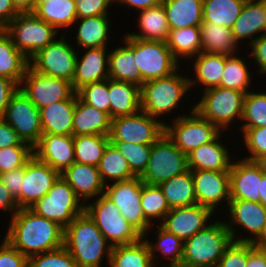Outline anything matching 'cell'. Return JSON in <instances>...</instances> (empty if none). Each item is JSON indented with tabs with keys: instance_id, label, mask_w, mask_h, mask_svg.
<instances>
[{
	"instance_id": "1",
	"label": "cell",
	"mask_w": 266,
	"mask_h": 267,
	"mask_svg": "<svg viewBox=\"0 0 266 267\" xmlns=\"http://www.w3.org/2000/svg\"><path fill=\"white\" fill-rule=\"evenodd\" d=\"M7 229L4 238L28 259L64 245V229L30 208L19 209Z\"/></svg>"
},
{
	"instance_id": "2",
	"label": "cell",
	"mask_w": 266,
	"mask_h": 267,
	"mask_svg": "<svg viewBox=\"0 0 266 267\" xmlns=\"http://www.w3.org/2000/svg\"><path fill=\"white\" fill-rule=\"evenodd\" d=\"M64 246L78 267H102L105 258L110 263L112 246L85 211L64 229Z\"/></svg>"
},
{
	"instance_id": "3",
	"label": "cell",
	"mask_w": 266,
	"mask_h": 267,
	"mask_svg": "<svg viewBox=\"0 0 266 267\" xmlns=\"http://www.w3.org/2000/svg\"><path fill=\"white\" fill-rule=\"evenodd\" d=\"M232 242L225 222L213 219L205 229L184 241L181 267H217Z\"/></svg>"
},
{
	"instance_id": "4",
	"label": "cell",
	"mask_w": 266,
	"mask_h": 267,
	"mask_svg": "<svg viewBox=\"0 0 266 267\" xmlns=\"http://www.w3.org/2000/svg\"><path fill=\"white\" fill-rule=\"evenodd\" d=\"M179 69L181 68L166 77L144 82L140 88L142 111L158 119L167 113H173L180 106L179 102H184L185 94L191 89L189 76L178 73Z\"/></svg>"
},
{
	"instance_id": "5",
	"label": "cell",
	"mask_w": 266,
	"mask_h": 267,
	"mask_svg": "<svg viewBox=\"0 0 266 267\" xmlns=\"http://www.w3.org/2000/svg\"><path fill=\"white\" fill-rule=\"evenodd\" d=\"M194 110L213 123L222 132L228 131L233 122L242 119L245 93L239 90L215 87L203 91Z\"/></svg>"
},
{
	"instance_id": "6",
	"label": "cell",
	"mask_w": 266,
	"mask_h": 267,
	"mask_svg": "<svg viewBox=\"0 0 266 267\" xmlns=\"http://www.w3.org/2000/svg\"><path fill=\"white\" fill-rule=\"evenodd\" d=\"M84 211L95 222L112 247L139 241L143 235L126 220L104 194L85 204Z\"/></svg>"
},
{
	"instance_id": "7",
	"label": "cell",
	"mask_w": 266,
	"mask_h": 267,
	"mask_svg": "<svg viewBox=\"0 0 266 267\" xmlns=\"http://www.w3.org/2000/svg\"><path fill=\"white\" fill-rule=\"evenodd\" d=\"M4 29L12 43L29 60L48 44L53 43L59 32L40 19L34 12L18 13Z\"/></svg>"
},
{
	"instance_id": "8",
	"label": "cell",
	"mask_w": 266,
	"mask_h": 267,
	"mask_svg": "<svg viewBox=\"0 0 266 267\" xmlns=\"http://www.w3.org/2000/svg\"><path fill=\"white\" fill-rule=\"evenodd\" d=\"M121 40L134 52L136 65L145 82L171 75L181 65L166 42L141 40L127 33Z\"/></svg>"
},
{
	"instance_id": "9",
	"label": "cell",
	"mask_w": 266,
	"mask_h": 267,
	"mask_svg": "<svg viewBox=\"0 0 266 267\" xmlns=\"http://www.w3.org/2000/svg\"><path fill=\"white\" fill-rule=\"evenodd\" d=\"M85 204L75 195L74 190L60 175L53 186L30 209L37 215L56 222L65 229L75 217L84 212Z\"/></svg>"
},
{
	"instance_id": "10",
	"label": "cell",
	"mask_w": 266,
	"mask_h": 267,
	"mask_svg": "<svg viewBox=\"0 0 266 267\" xmlns=\"http://www.w3.org/2000/svg\"><path fill=\"white\" fill-rule=\"evenodd\" d=\"M190 114H181L172 119V125L165 123V134L183 153L189 154L192 150L215 140L222 131L213 123L202 118L195 110L194 105Z\"/></svg>"
},
{
	"instance_id": "11",
	"label": "cell",
	"mask_w": 266,
	"mask_h": 267,
	"mask_svg": "<svg viewBox=\"0 0 266 267\" xmlns=\"http://www.w3.org/2000/svg\"><path fill=\"white\" fill-rule=\"evenodd\" d=\"M187 154L163 134L152 144L150 158L141 181L150 185H160L174 176L188 171Z\"/></svg>"
},
{
	"instance_id": "12",
	"label": "cell",
	"mask_w": 266,
	"mask_h": 267,
	"mask_svg": "<svg viewBox=\"0 0 266 267\" xmlns=\"http://www.w3.org/2000/svg\"><path fill=\"white\" fill-rule=\"evenodd\" d=\"M165 134V122L144 111L111 120L110 142L152 145Z\"/></svg>"
},
{
	"instance_id": "13",
	"label": "cell",
	"mask_w": 266,
	"mask_h": 267,
	"mask_svg": "<svg viewBox=\"0 0 266 267\" xmlns=\"http://www.w3.org/2000/svg\"><path fill=\"white\" fill-rule=\"evenodd\" d=\"M143 182L140 177L113 182L105 185L104 195L109 198L121 212V215L133 225L143 237L150 234L153 226L145 219L141 200ZM148 234V235H147Z\"/></svg>"
},
{
	"instance_id": "14",
	"label": "cell",
	"mask_w": 266,
	"mask_h": 267,
	"mask_svg": "<svg viewBox=\"0 0 266 267\" xmlns=\"http://www.w3.org/2000/svg\"><path fill=\"white\" fill-rule=\"evenodd\" d=\"M61 34L58 40L40 50L29 62L39 73L72 82L78 50L74 49L71 40H66V35H63L66 34V30Z\"/></svg>"
},
{
	"instance_id": "15",
	"label": "cell",
	"mask_w": 266,
	"mask_h": 267,
	"mask_svg": "<svg viewBox=\"0 0 266 267\" xmlns=\"http://www.w3.org/2000/svg\"><path fill=\"white\" fill-rule=\"evenodd\" d=\"M19 89L38 109L50 106L60 100H68L76 93L72 82L39 73L30 65Z\"/></svg>"
},
{
	"instance_id": "16",
	"label": "cell",
	"mask_w": 266,
	"mask_h": 267,
	"mask_svg": "<svg viewBox=\"0 0 266 267\" xmlns=\"http://www.w3.org/2000/svg\"><path fill=\"white\" fill-rule=\"evenodd\" d=\"M2 118L20 139L34 148L43 135L40 110L20 90L12 96Z\"/></svg>"
},
{
	"instance_id": "17",
	"label": "cell",
	"mask_w": 266,
	"mask_h": 267,
	"mask_svg": "<svg viewBox=\"0 0 266 267\" xmlns=\"http://www.w3.org/2000/svg\"><path fill=\"white\" fill-rule=\"evenodd\" d=\"M227 209L229 211L228 223L225 224L229 229L233 242H249L254 243L262 234L266 224V206L260 202H252L239 199H230ZM240 229L244 228V232L250 237H237L239 232L236 231L235 226ZM251 233V234H250Z\"/></svg>"
},
{
	"instance_id": "18",
	"label": "cell",
	"mask_w": 266,
	"mask_h": 267,
	"mask_svg": "<svg viewBox=\"0 0 266 267\" xmlns=\"http://www.w3.org/2000/svg\"><path fill=\"white\" fill-rule=\"evenodd\" d=\"M214 215L211 209L200 204L176 207L170 209L159 225L185 241L211 224L210 218Z\"/></svg>"
},
{
	"instance_id": "19",
	"label": "cell",
	"mask_w": 266,
	"mask_h": 267,
	"mask_svg": "<svg viewBox=\"0 0 266 267\" xmlns=\"http://www.w3.org/2000/svg\"><path fill=\"white\" fill-rule=\"evenodd\" d=\"M61 174L33 155L25 164L21 184L20 209L30 208L47 194Z\"/></svg>"
},
{
	"instance_id": "20",
	"label": "cell",
	"mask_w": 266,
	"mask_h": 267,
	"mask_svg": "<svg viewBox=\"0 0 266 267\" xmlns=\"http://www.w3.org/2000/svg\"><path fill=\"white\" fill-rule=\"evenodd\" d=\"M191 171L198 204L208 207L214 213L222 202L228 205L231 199L229 172Z\"/></svg>"
},
{
	"instance_id": "21",
	"label": "cell",
	"mask_w": 266,
	"mask_h": 267,
	"mask_svg": "<svg viewBox=\"0 0 266 267\" xmlns=\"http://www.w3.org/2000/svg\"><path fill=\"white\" fill-rule=\"evenodd\" d=\"M33 153L40 161L62 174L75 162L74 136L43 134Z\"/></svg>"
},
{
	"instance_id": "22",
	"label": "cell",
	"mask_w": 266,
	"mask_h": 267,
	"mask_svg": "<svg viewBox=\"0 0 266 267\" xmlns=\"http://www.w3.org/2000/svg\"><path fill=\"white\" fill-rule=\"evenodd\" d=\"M264 173L254 162L238 159L230 167L231 199L259 202L260 180Z\"/></svg>"
},
{
	"instance_id": "23",
	"label": "cell",
	"mask_w": 266,
	"mask_h": 267,
	"mask_svg": "<svg viewBox=\"0 0 266 267\" xmlns=\"http://www.w3.org/2000/svg\"><path fill=\"white\" fill-rule=\"evenodd\" d=\"M107 48H84L85 52L82 57L79 58V54H77L76 67L72 79V87L75 91L86 84L109 79V52Z\"/></svg>"
},
{
	"instance_id": "24",
	"label": "cell",
	"mask_w": 266,
	"mask_h": 267,
	"mask_svg": "<svg viewBox=\"0 0 266 267\" xmlns=\"http://www.w3.org/2000/svg\"><path fill=\"white\" fill-rule=\"evenodd\" d=\"M61 176L83 204L104 194L105 184L96 166L74 162Z\"/></svg>"
},
{
	"instance_id": "25",
	"label": "cell",
	"mask_w": 266,
	"mask_h": 267,
	"mask_svg": "<svg viewBox=\"0 0 266 267\" xmlns=\"http://www.w3.org/2000/svg\"><path fill=\"white\" fill-rule=\"evenodd\" d=\"M223 133L226 132H222L215 140L201 145L187 155L190 170L230 171L233 162L231 160L234 159L231 158L227 146L220 140Z\"/></svg>"
},
{
	"instance_id": "26",
	"label": "cell",
	"mask_w": 266,
	"mask_h": 267,
	"mask_svg": "<svg viewBox=\"0 0 266 267\" xmlns=\"http://www.w3.org/2000/svg\"><path fill=\"white\" fill-rule=\"evenodd\" d=\"M265 26L266 7L264 0H246L241 14L231 30L238 44H243L241 43L242 39H249L248 46H250L259 36L263 35ZM258 33H260L259 36Z\"/></svg>"
},
{
	"instance_id": "27",
	"label": "cell",
	"mask_w": 266,
	"mask_h": 267,
	"mask_svg": "<svg viewBox=\"0 0 266 267\" xmlns=\"http://www.w3.org/2000/svg\"><path fill=\"white\" fill-rule=\"evenodd\" d=\"M77 94L40 110L43 134L73 135V117Z\"/></svg>"
},
{
	"instance_id": "28",
	"label": "cell",
	"mask_w": 266,
	"mask_h": 267,
	"mask_svg": "<svg viewBox=\"0 0 266 267\" xmlns=\"http://www.w3.org/2000/svg\"><path fill=\"white\" fill-rule=\"evenodd\" d=\"M111 117L108 113L76 98L73 117V136L106 135L109 136Z\"/></svg>"
},
{
	"instance_id": "29",
	"label": "cell",
	"mask_w": 266,
	"mask_h": 267,
	"mask_svg": "<svg viewBox=\"0 0 266 267\" xmlns=\"http://www.w3.org/2000/svg\"><path fill=\"white\" fill-rule=\"evenodd\" d=\"M111 119L133 115L141 110L140 87L108 79Z\"/></svg>"
},
{
	"instance_id": "30",
	"label": "cell",
	"mask_w": 266,
	"mask_h": 267,
	"mask_svg": "<svg viewBox=\"0 0 266 267\" xmlns=\"http://www.w3.org/2000/svg\"><path fill=\"white\" fill-rule=\"evenodd\" d=\"M193 58L191 59L195 62H193L192 70L196 75H193L195 76L193 79L189 77L190 88L192 89L197 84L204 87L203 91L219 87L225 68V55L201 52Z\"/></svg>"
},
{
	"instance_id": "31",
	"label": "cell",
	"mask_w": 266,
	"mask_h": 267,
	"mask_svg": "<svg viewBox=\"0 0 266 267\" xmlns=\"http://www.w3.org/2000/svg\"><path fill=\"white\" fill-rule=\"evenodd\" d=\"M137 12H140L137 22L140 30L138 33L131 31L127 34L141 40L166 42L170 29L163 4Z\"/></svg>"
},
{
	"instance_id": "32",
	"label": "cell",
	"mask_w": 266,
	"mask_h": 267,
	"mask_svg": "<svg viewBox=\"0 0 266 267\" xmlns=\"http://www.w3.org/2000/svg\"><path fill=\"white\" fill-rule=\"evenodd\" d=\"M169 29L201 26L203 0H162Z\"/></svg>"
},
{
	"instance_id": "33",
	"label": "cell",
	"mask_w": 266,
	"mask_h": 267,
	"mask_svg": "<svg viewBox=\"0 0 266 267\" xmlns=\"http://www.w3.org/2000/svg\"><path fill=\"white\" fill-rule=\"evenodd\" d=\"M110 23L112 22L108 15L77 19L73 24V26L78 24L74 42L79 48L81 47V50L82 48L107 47V40H110Z\"/></svg>"
},
{
	"instance_id": "34",
	"label": "cell",
	"mask_w": 266,
	"mask_h": 267,
	"mask_svg": "<svg viewBox=\"0 0 266 267\" xmlns=\"http://www.w3.org/2000/svg\"><path fill=\"white\" fill-rule=\"evenodd\" d=\"M29 59L12 43L9 33L0 31V76L7 77L19 86L29 67Z\"/></svg>"
},
{
	"instance_id": "35",
	"label": "cell",
	"mask_w": 266,
	"mask_h": 267,
	"mask_svg": "<svg viewBox=\"0 0 266 267\" xmlns=\"http://www.w3.org/2000/svg\"><path fill=\"white\" fill-rule=\"evenodd\" d=\"M109 50V78L117 81L127 82L141 88L144 84L142 75L136 65L134 52L125 44Z\"/></svg>"
},
{
	"instance_id": "36",
	"label": "cell",
	"mask_w": 266,
	"mask_h": 267,
	"mask_svg": "<svg viewBox=\"0 0 266 267\" xmlns=\"http://www.w3.org/2000/svg\"><path fill=\"white\" fill-rule=\"evenodd\" d=\"M203 53H215L226 56L238 55L239 44L232 30L214 23L202 22L200 26ZM238 47V48H237Z\"/></svg>"
},
{
	"instance_id": "37",
	"label": "cell",
	"mask_w": 266,
	"mask_h": 267,
	"mask_svg": "<svg viewBox=\"0 0 266 267\" xmlns=\"http://www.w3.org/2000/svg\"><path fill=\"white\" fill-rule=\"evenodd\" d=\"M159 186L170 209L198 204L190 169Z\"/></svg>"
},
{
	"instance_id": "38",
	"label": "cell",
	"mask_w": 266,
	"mask_h": 267,
	"mask_svg": "<svg viewBox=\"0 0 266 267\" xmlns=\"http://www.w3.org/2000/svg\"><path fill=\"white\" fill-rule=\"evenodd\" d=\"M166 44L178 62L181 58L189 61L202 52L200 26L171 29Z\"/></svg>"
},
{
	"instance_id": "39",
	"label": "cell",
	"mask_w": 266,
	"mask_h": 267,
	"mask_svg": "<svg viewBox=\"0 0 266 267\" xmlns=\"http://www.w3.org/2000/svg\"><path fill=\"white\" fill-rule=\"evenodd\" d=\"M157 226L158 228L155 231V237H157L155 240L157 241L155 243L151 242L148 238L143 237L148 244L153 264L157 266V264H155V260L156 257H159L160 255H157V253L160 252L161 255H164L161 258V261L163 258H167V260L169 259L166 263L164 261L162 266L165 267L167 265L168 267H181L184 241L176 235L167 232L159 224Z\"/></svg>"
},
{
	"instance_id": "40",
	"label": "cell",
	"mask_w": 266,
	"mask_h": 267,
	"mask_svg": "<svg viewBox=\"0 0 266 267\" xmlns=\"http://www.w3.org/2000/svg\"><path fill=\"white\" fill-rule=\"evenodd\" d=\"M109 267H155L146 240L112 247Z\"/></svg>"
},
{
	"instance_id": "41",
	"label": "cell",
	"mask_w": 266,
	"mask_h": 267,
	"mask_svg": "<svg viewBox=\"0 0 266 267\" xmlns=\"http://www.w3.org/2000/svg\"><path fill=\"white\" fill-rule=\"evenodd\" d=\"M34 13L58 32L63 31L62 28L71 29L77 20L75 0H46Z\"/></svg>"
},
{
	"instance_id": "42",
	"label": "cell",
	"mask_w": 266,
	"mask_h": 267,
	"mask_svg": "<svg viewBox=\"0 0 266 267\" xmlns=\"http://www.w3.org/2000/svg\"><path fill=\"white\" fill-rule=\"evenodd\" d=\"M246 0H203V22L232 28Z\"/></svg>"
},
{
	"instance_id": "43",
	"label": "cell",
	"mask_w": 266,
	"mask_h": 267,
	"mask_svg": "<svg viewBox=\"0 0 266 267\" xmlns=\"http://www.w3.org/2000/svg\"><path fill=\"white\" fill-rule=\"evenodd\" d=\"M97 168L105 185H107V183L110 184V181L113 183L130 180L136 177L131 172L126 159L111 143L107 145Z\"/></svg>"
},
{
	"instance_id": "44",
	"label": "cell",
	"mask_w": 266,
	"mask_h": 267,
	"mask_svg": "<svg viewBox=\"0 0 266 267\" xmlns=\"http://www.w3.org/2000/svg\"><path fill=\"white\" fill-rule=\"evenodd\" d=\"M109 143L106 135L74 136L75 162L97 167Z\"/></svg>"
},
{
	"instance_id": "45",
	"label": "cell",
	"mask_w": 266,
	"mask_h": 267,
	"mask_svg": "<svg viewBox=\"0 0 266 267\" xmlns=\"http://www.w3.org/2000/svg\"><path fill=\"white\" fill-rule=\"evenodd\" d=\"M248 64L239 56L225 55V68L220 80V87L239 90L245 94L249 92L252 83V72H249Z\"/></svg>"
},
{
	"instance_id": "46",
	"label": "cell",
	"mask_w": 266,
	"mask_h": 267,
	"mask_svg": "<svg viewBox=\"0 0 266 267\" xmlns=\"http://www.w3.org/2000/svg\"><path fill=\"white\" fill-rule=\"evenodd\" d=\"M140 203L144 217L151 225L155 224L154 221L158 223V220L160 221L158 224H160L170 211L159 185L143 183Z\"/></svg>"
},
{
	"instance_id": "47",
	"label": "cell",
	"mask_w": 266,
	"mask_h": 267,
	"mask_svg": "<svg viewBox=\"0 0 266 267\" xmlns=\"http://www.w3.org/2000/svg\"><path fill=\"white\" fill-rule=\"evenodd\" d=\"M241 128L266 127V93L249 91L245 94Z\"/></svg>"
},
{
	"instance_id": "48",
	"label": "cell",
	"mask_w": 266,
	"mask_h": 267,
	"mask_svg": "<svg viewBox=\"0 0 266 267\" xmlns=\"http://www.w3.org/2000/svg\"><path fill=\"white\" fill-rule=\"evenodd\" d=\"M126 159L131 172L140 177L148 164L152 145L133 144L127 142H110Z\"/></svg>"
},
{
	"instance_id": "49",
	"label": "cell",
	"mask_w": 266,
	"mask_h": 267,
	"mask_svg": "<svg viewBox=\"0 0 266 267\" xmlns=\"http://www.w3.org/2000/svg\"><path fill=\"white\" fill-rule=\"evenodd\" d=\"M76 94L81 101L110 115L108 79L86 84Z\"/></svg>"
},
{
	"instance_id": "50",
	"label": "cell",
	"mask_w": 266,
	"mask_h": 267,
	"mask_svg": "<svg viewBox=\"0 0 266 267\" xmlns=\"http://www.w3.org/2000/svg\"><path fill=\"white\" fill-rule=\"evenodd\" d=\"M28 267H78L66 247L33 255L29 258Z\"/></svg>"
},
{
	"instance_id": "51",
	"label": "cell",
	"mask_w": 266,
	"mask_h": 267,
	"mask_svg": "<svg viewBox=\"0 0 266 267\" xmlns=\"http://www.w3.org/2000/svg\"><path fill=\"white\" fill-rule=\"evenodd\" d=\"M34 155L31 146H9L0 149V174L19 169Z\"/></svg>"
},
{
	"instance_id": "52",
	"label": "cell",
	"mask_w": 266,
	"mask_h": 267,
	"mask_svg": "<svg viewBox=\"0 0 266 267\" xmlns=\"http://www.w3.org/2000/svg\"><path fill=\"white\" fill-rule=\"evenodd\" d=\"M243 133L244 145L250 155L246 160L255 161L258 157L266 154V127L240 128Z\"/></svg>"
},
{
	"instance_id": "53",
	"label": "cell",
	"mask_w": 266,
	"mask_h": 267,
	"mask_svg": "<svg viewBox=\"0 0 266 267\" xmlns=\"http://www.w3.org/2000/svg\"><path fill=\"white\" fill-rule=\"evenodd\" d=\"M247 242H232L225 250L217 267H246Z\"/></svg>"
},
{
	"instance_id": "54",
	"label": "cell",
	"mask_w": 266,
	"mask_h": 267,
	"mask_svg": "<svg viewBox=\"0 0 266 267\" xmlns=\"http://www.w3.org/2000/svg\"><path fill=\"white\" fill-rule=\"evenodd\" d=\"M77 19L109 15L113 0H75Z\"/></svg>"
},
{
	"instance_id": "55",
	"label": "cell",
	"mask_w": 266,
	"mask_h": 267,
	"mask_svg": "<svg viewBox=\"0 0 266 267\" xmlns=\"http://www.w3.org/2000/svg\"><path fill=\"white\" fill-rule=\"evenodd\" d=\"M29 259L5 238L0 244V267H28Z\"/></svg>"
},
{
	"instance_id": "56",
	"label": "cell",
	"mask_w": 266,
	"mask_h": 267,
	"mask_svg": "<svg viewBox=\"0 0 266 267\" xmlns=\"http://www.w3.org/2000/svg\"><path fill=\"white\" fill-rule=\"evenodd\" d=\"M24 173H25V166L16 170L0 174V179L2 180L6 188L9 190L10 194L16 200L19 209H20L21 184L24 178Z\"/></svg>"
},
{
	"instance_id": "57",
	"label": "cell",
	"mask_w": 266,
	"mask_h": 267,
	"mask_svg": "<svg viewBox=\"0 0 266 267\" xmlns=\"http://www.w3.org/2000/svg\"><path fill=\"white\" fill-rule=\"evenodd\" d=\"M251 48V49H250ZM253 62L259 67L258 73L266 74V35L259 36L249 47Z\"/></svg>"
},
{
	"instance_id": "58",
	"label": "cell",
	"mask_w": 266,
	"mask_h": 267,
	"mask_svg": "<svg viewBox=\"0 0 266 267\" xmlns=\"http://www.w3.org/2000/svg\"><path fill=\"white\" fill-rule=\"evenodd\" d=\"M9 146H30L23 142L17 132L0 117V149Z\"/></svg>"
},
{
	"instance_id": "59",
	"label": "cell",
	"mask_w": 266,
	"mask_h": 267,
	"mask_svg": "<svg viewBox=\"0 0 266 267\" xmlns=\"http://www.w3.org/2000/svg\"><path fill=\"white\" fill-rule=\"evenodd\" d=\"M19 85L13 80L0 76V117L6 111V107L12 96L18 91Z\"/></svg>"
},
{
	"instance_id": "60",
	"label": "cell",
	"mask_w": 266,
	"mask_h": 267,
	"mask_svg": "<svg viewBox=\"0 0 266 267\" xmlns=\"http://www.w3.org/2000/svg\"><path fill=\"white\" fill-rule=\"evenodd\" d=\"M246 267H266V249L247 242Z\"/></svg>"
},
{
	"instance_id": "61",
	"label": "cell",
	"mask_w": 266,
	"mask_h": 267,
	"mask_svg": "<svg viewBox=\"0 0 266 267\" xmlns=\"http://www.w3.org/2000/svg\"><path fill=\"white\" fill-rule=\"evenodd\" d=\"M18 210L19 207L17 205L16 200L10 194L9 190L6 188V186L0 179V211H11L12 214L10 217H12Z\"/></svg>"
},
{
	"instance_id": "62",
	"label": "cell",
	"mask_w": 266,
	"mask_h": 267,
	"mask_svg": "<svg viewBox=\"0 0 266 267\" xmlns=\"http://www.w3.org/2000/svg\"><path fill=\"white\" fill-rule=\"evenodd\" d=\"M19 12L11 0H0V25L4 28Z\"/></svg>"
},
{
	"instance_id": "63",
	"label": "cell",
	"mask_w": 266,
	"mask_h": 267,
	"mask_svg": "<svg viewBox=\"0 0 266 267\" xmlns=\"http://www.w3.org/2000/svg\"><path fill=\"white\" fill-rule=\"evenodd\" d=\"M113 3H118V6L126 5L128 8L134 7L133 9L141 11L161 4L162 0H113Z\"/></svg>"
},
{
	"instance_id": "64",
	"label": "cell",
	"mask_w": 266,
	"mask_h": 267,
	"mask_svg": "<svg viewBox=\"0 0 266 267\" xmlns=\"http://www.w3.org/2000/svg\"><path fill=\"white\" fill-rule=\"evenodd\" d=\"M19 13L34 12V0H11Z\"/></svg>"
},
{
	"instance_id": "65",
	"label": "cell",
	"mask_w": 266,
	"mask_h": 267,
	"mask_svg": "<svg viewBox=\"0 0 266 267\" xmlns=\"http://www.w3.org/2000/svg\"><path fill=\"white\" fill-rule=\"evenodd\" d=\"M259 202L266 206V174L262 175L260 180V192H259Z\"/></svg>"
},
{
	"instance_id": "66",
	"label": "cell",
	"mask_w": 266,
	"mask_h": 267,
	"mask_svg": "<svg viewBox=\"0 0 266 267\" xmlns=\"http://www.w3.org/2000/svg\"><path fill=\"white\" fill-rule=\"evenodd\" d=\"M254 244L258 247L266 249V224L264 231L262 232L261 236L254 242Z\"/></svg>"
},
{
	"instance_id": "67",
	"label": "cell",
	"mask_w": 266,
	"mask_h": 267,
	"mask_svg": "<svg viewBox=\"0 0 266 267\" xmlns=\"http://www.w3.org/2000/svg\"><path fill=\"white\" fill-rule=\"evenodd\" d=\"M254 162L259 166L262 172L266 174V154L258 157Z\"/></svg>"
},
{
	"instance_id": "68",
	"label": "cell",
	"mask_w": 266,
	"mask_h": 267,
	"mask_svg": "<svg viewBox=\"0 0 266 267\" xmlns=\"http://www.w3.org/2000/svg\"><path fill=\"white\" fill-rule=\"evenodd\" d=\"M46 0H34V11L43 3H45Z\"/></svg>"
},
{
	"instance_id": "69",
	"label": "cell",
	"mask_w": 266,
	"mask_h": 267,
	"mask_svg": "<svg viewBox=\"0 0 266 267\" xmlns=\"http://www.w3.org/2000/svg\"><path fill=\"white\" fill-rule=\"evenodd\" d=\"M264 2H265V7H266V0H264ZM263 34L266 35V26H265L264 33Z\"/></svg>"
}]
</instances>
